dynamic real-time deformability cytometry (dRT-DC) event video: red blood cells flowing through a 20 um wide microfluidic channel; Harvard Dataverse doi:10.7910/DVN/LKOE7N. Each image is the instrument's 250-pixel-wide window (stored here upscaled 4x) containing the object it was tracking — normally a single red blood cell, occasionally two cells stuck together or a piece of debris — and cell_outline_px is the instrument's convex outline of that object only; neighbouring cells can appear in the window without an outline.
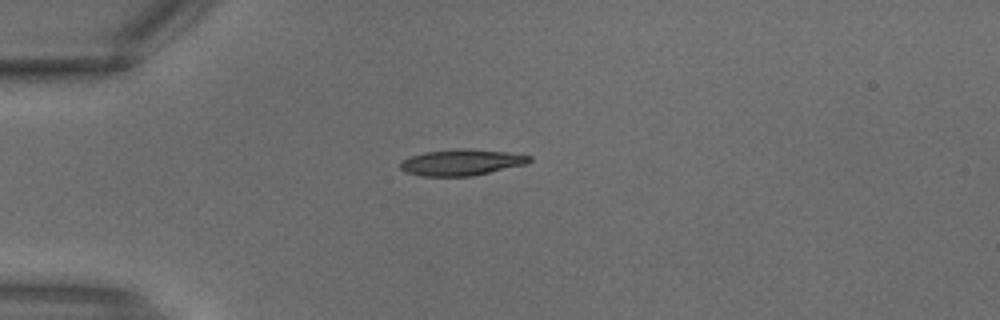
{"species": "common noctule bat (a hibernating species)", "species_latin": "Nyctalus noctula", "temperature_condition": "warm", "stored_images_in_passage": 3, "camera_frame_rate_fps": 3000, "um_per_image_px": 0.085, "animal": {"sex": "male", "body_mass_g": 18.8}, "frame": {"image": 1, "passage_image": 3, "time_ms": 0.667, "image_size_px": [1000, 320], "cell_outline_px": [[532, 160], [524, 164], [472, 176], [420, 176], [404, 172], [400, 168], [400, 160], [408, 156], [424, 152], [456, 148], [464, 148], [508, 152], [532, 156]], "centroid_in_image_um": [39.15, 13.79], "position_along_channel_um": 45.8, "area_um2": 19.83}}